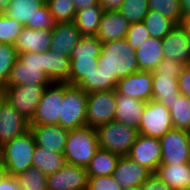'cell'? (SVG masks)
Instances as JSON below:
<instances>
[{
  "label": "cell",
  "mask_w": 190,
  "mask_h": 190,
  "mask_svg": "<svg viewBox=\"0 0 190 190\" xmlns=\"http://www.w3.org/2000/svg\"><path fill=\"white\" fill-rule=\"evenodd\" d=\"M4 14L33 30H52L56 25L46 0H12Z\"/></svg>",
  "instance_id": "7a4b0ae2"
},
{
  "label": "cell",
  "mask_w": 190,
  "mask_h": 190,
  "mask_svg": "<svg viewBox=\"0 0 190 190\" xmlns=\"http://www.w3.org/2000/svg\"><path fill=\"white\" fill-rule=\"evenodd\" d=\"M96 128L69 130L63 155L66 163L86 167L98 149Z\"/></svg>",
  "instance_id": "3957f363"
},
{
  "label": "cell",
  "mask_w": 190,
  "mask_h": 190,
  "mask_svg": "<svg viewBox=\"0 0 190 190\" xmlns=\"http://www.w3.org/2000/svg\"><path fill=\"white\" fill-rule=\"evenodd\" d=\"M152 174L146 167L140 165L128 156H121L113 173L115 181L122 189L139 187Z\"/></svg>",
  "instance_id": "e0dca14e"
},
{
  "label": "cell",
  "mask_w": 190,
  "mask_h": 190,
  "mask_svg": "<svg viewBox=\"0 0 190 190\" xmlns=\"http://www.w3.org/2000/svg\"><path fill=\"white\" fill-rule=\"evenodd\" d=\"M87 190H122L113 175L88 177Z\"/></svg>",
  "instance_id": "7bdbcfd3"
},
{
  "label": "cell",
  "mask_w": 190,
  "mask_h": 190,
  "mask_svg": "<svg viewBox=\"0 0 190 190\" xmlns=\"http://www.w3.org/2000/svg\"><path fill=\"white\" fill-rule=\"evenodd\" d=\"M179 24L184 30L185 35L190 40V16H184Z\"/></svg>",
  "instance_id": "f907efd6"
},
{
  "label": "cell",
  "mask_w": 190,
  "mask_h": 190,
  "mask_svg": "<svg viewBox=\"0 0 190 190\" xmlns=\"http://www.w3.org/2000/svg\"><path fill=\"white\" fill-rule=\"evenodd\" d=\"M101 46L102 43L97 36H82L75 45L70 59L99 58Z\"/></svg>",
  "instance_id": "e575fe53"
},
{
  "label": "cell",
  "mask_w": 190,
  "mask_h": 190,
  "mask_svg": "<svg viewBox=\"0 0 190 190\" xmlns=\"http://www.w3.org/2000/svg\"><path fill=\"white\" fill-rule=\"evenodd\" d=\"M33 167L39 169L46 176L56 173L66 163L63 153H57L36 146L33 154Z\"/></svg>",
  "instance_id": "f546056e"
},
{
  "label": "cell",
  "mask_w": 190,
  "mask_h": 190,
  "mask_svg": "<svg viewBox=\"0 0 190 190\" xmlns=\"http://www.w3.org/2000/svg\"><path fill=\"white\" fill-rule=\"evenodd\" d=\"M98 65V58L70 59L68 84L76 85L83 77L97 70Z\"/></svg>",
  "instance_id": "836d02e7"
},
{
  "label": "cell",
  "mask_w": 190,
  "mask_h": 190,
  "mask_svg": "<svg viewBox=\"0 0 190 190\" xmlns=\"http://www.w3.org/2000/svg\"><path fill=\"white\" fill-rule=\"evenodd\" d=\"M0 168H5V155L3 145L0 144Z\"/></svg>",
  "instance_id": "db71d44e"
},
{
  "label": "cell",
  "mask_w": 190,
  "mask_h": 190,
  "mask_svg": "<svg viewBox=\"0 0 190 190\" xmlns=\"http://www.w3.org/2000/svg\"><path fill=\"white\" fill-rule=\"evenodd\" d=\"M130 23L118 11H104L97 38L101 43L125 39Z\"/></svg>",
  "instance_id": "44dd1931"
},
{
  "label": "cell",
  "mask_w": 190,
  "mask_h": 190,
  "mask_svg": "<svg viewBox=\"0 0 190 190\" xmlns=\"http://www.w3.org/2000/svg\"><path fill=\"white\" fill-rule=\"evenodd\" d=\"M161 153L159 138L139 134L127 156L155 173L160 165Z\"/></svg>",
  "instance_id": "5bb4252c"
},
{
  "label": "cell",
  "mask_w": 190,
  "mask_h": 190,
  "mask_svg": "<svg viewBox=\"0 0 190 190\" xmlns=\"http://www.w3.org/2000/svg\"><path fill=\"white\" fill-rule=\"evenodd\" d=\"M161 41L164 58L190 65V40L180 24H176Z\"/></svg>",
  "instance_id": "ac0fdd59"
},
{
  "label": "cell",
  "mask_w": 190,
  "mask_h": 190,
  "mask_svg": "<svg viewBox=\"0 0 190 190\" xmlns=\"http://www.w3.org/2000/svg\"><path fill=\"white\" fill-rule=\"evenodd\" d=\"M86 167L65 163L56 173L47 176V190H87Z\"/></svg>",
  "instance_id": "4fadbf2b"
},
{
  "label": "cell",
  "mask_w": 190,
  "mask_h": 190,
  "mask_svg": "<svg viewBox=\"0 0 190 190\" xmlns=\"http://www.w3.org/2000/svg\"><path fill=\"white\" fill-rule=\"evenodd\" d=\"M169 109L173 128L190 130V99L183 94H179L170 103H163Z\"/></svg>",
  "instance_id": "4dcf8cb0"
},
{
  "label": "cell",
  "mask_w": 190,
  "mask_h": 190,
  "mask_svg": "<svg viewBox=\"0 0 190 190\" xmlns=\"http://www.w3.org/2000/svg\"><path fill=\"white\" fill-rule=\"evenodd\" d=\"M18 185L25 190H47V176L35 167L16 176Z\"/></svg>",
  "instance_id": "74e56055"
},
{
  "label": "cell",
  "mask_w": 190,
  "mask_h": 190,
  "mask_svg": "<svg viewBox=\"0 0 190 190\" xmlns=\"http://www.w3.org/2000/svg\"><path fill=\"white\" fill-rule=\"evenodd\" d=\"M142 22L148 30L150 37L156 39L165 38L176 25L172 20L153 10H149Z\"/></svg>",
  "instance_id": "d6a6232c"
},
{
  "label": "cell",
  "mask_w": 190,
  "mask_h": 190,
  "mask_svg": "<svg viewBox=\"0 0 190 190\" xmlns=\"http://www.w3.org/2000/svg\"><path fill=\"white\" fill-rule=\"evenodd\" d=\"M103 8L96 4L76 11L74 24L82 36H96L101 21Z\"/></svg>",
  "instance_id": "83f0119b"
},
{
  "label": "cell",
  "mask_w": 190,
  "mask_h": 190,
  "mask_svg": "<svg viewBox=\"0 0 190 190\" xmlns=\"http://www.w3.org/2000/svg\"><path fill=\"white\" fill-rule=\"evenodd\" d=\"M35 141L29 130L3 145L5 155V170L8 175L16 177L33 167Z\"/></svg>",
  "instance_id": "5b68a950"
},
{
  "label": "cell",
  "mask_w": 190,
  "mask_h": 190,
  "mask_svg": "<svg viewBox=\"0 0 190 190\" xmlns=\"http://www.w3.org/2000/svg\"><path fill=\"white\" fill-rule=\"evenodd\" d=\"M29 127L30 122L6 101L0 112V144L5 145Z\"/></svg>",
  "instance_id": "2e32d148"
},
{
  "label": "cell",
  "mask_w": 190,
  "mask_h": 190,
  "mask_svg": "<svg viewBox=\"0 0 190 190\" xmlns=\"http://www.w3.org/2000/svg\"><path fill=\"white\" fill-rule=\"evenodd\" d=\"M48 85L27 84L21 86H4L7 102L12 105L26 120L32 121L37 105Z\"/></svg>",
  "instance_id": "30bf717a"
},
{
  "label": "cell",
  "mask_w": 190,
  "mask_h": 190,
  "mask_svg": "<svg viewBox=\"0 0 190 190\" xmlns=\"http://www.w3.org/2000/svg\"><path fill=\"white\" fill-rule=\"evenodd\" d=\"M52 82L44 72L43 53H20L11 69L5 86L27 84L50 85Z\"/></svg>",
  "instance_id": "277c9868"
},
{
  "label": "cell",
  "mask_w": 190,
  "mask_h": 190,
  "mask_svg": "<svg viewBox=\"0 0 190 190\" xmlns=\"http://www.w3.org/2000/svg\"><path fill=\"white\" fill-rule=\"evenodd\" d=\"M148 2L149 10L162 14L175 24H179L184 17L180 0H148Z\"/></svg>",
  "instance_id": "8d00e7d4"
},
{
  "label": "cell",
  "mask_w": 190,
  "mask_h": 190,
  "mask_svg": "<svg viewBox=\"0 0 190 190\" xmlns=\"http://www.w3.org/2000/svg\"><path fill=\"white\" fill-rule=\"evenodd\" d=\"M19 185L16 177L11 175H6L0 184V190H19Z\"/></svg>",
  "instance_id": "7dc6e473"
},
{
  "label": "cell",
  "mask_w": 190,
  "mask_h": 190,
  "mask_svg": "<svg viewBox=\"0 0 190 190\" xmlns=\"http://www.w3.org/2000/svg\"><path fill=\"white\" fill-rule=\"evenodd\" d=\"M173 128L171 114L163 103L150 100L146 103L138 133L155 138L163 137Z\"/></svg>",
  "instance_id": "7c38bea8"
},
{
  "label": "cell",
  "mask_w": 190,
  "mask_h": 190,
  "mask_svg": "<svg viewBox=\"0 0 190 190\" xmlns=\"http://www.w3.org/2000/svg\"><path fill=\"white\" fill-rule=\"evenodd\" d=\"M96 131L98 147L119 156L128 155L139 135L137 129L117 121L100 125L96 128Z\"/></svg>",
  "instance_id": "8992f818"
},
{
  "label": "cell",
  "mask_w": 190,
  "mask_h": 190,
  "mask_svg": "<svg viewBox=\"0 0 190 190\" xmlns=\"http://www.w3.org/2000/svg\"><path fill=\"white\" fill-rule=\"evenodd\" d=\"M146 103L123 94H116V113L114 121L138 130Z\"/></svg>",
  "instance_id": "603a6c76"
},
{
  "label": "cell",
  "mask_w": 190,
  "mask_h": 190,
  "mask_svg": "<svg viewBox=\"0 0 190 190\" xmlns=\"http://www.w3.org/2000/svg\"><path fill=\"white\" fill-rule=\"evenodd\" d=\"M12 0H0V13L4 14Z\"/></svg>",
  "instance_id": "f5cc1de1"
},
{
  "label": "cell",
  "mask_w": 190,
  "mask_h": 190,
  "mask_svg": "<svg viewBox=\"0 0 190 190\" xmlns=\"http://www.w3.org/2000/svg\"><path fill=\"white\" fill-rule=\"evenodd\" d=\"M124 0H100L104 11H118Z\"/></svg>",
  "instance_id": "c3c4849f"
},
{
  "label": "cell",
  "mask_w": 190,
  "mask_h": 190,
  "mask_svg": "<svg viewBox=\"0 0 190 190\" xmlns=\"http://www.w3.org/2000/svg\"><path fill=\"white\" fill-rule=\"evenodd\" d=\"M183 16H190V0H180Z\"/></svg>",
  "instance_id": "816d5d0a"
},
{
  "label": "cell",
  "mask_w": 190,
  "mask_h": 190,
  "mask_svg": "<svg viewBox=\"0 0 190 190\" xmlns=\"http://www.w3.org/2000/svg\"><path fill=\"white\" fill-rule=\"evenodd\" d=\"M122 190H140V188L139 187H128V188H125Z\"/></svg>",
  "instance_id": "6f0895ef"
},
{
  "label": "cell",
  "mask_w": 190,
  "mask_h": 190,
  "mask_svg": "<svg viewBox=\"0 0 190 190\" xmlns=\"http://www.w3.org/2000/svg\"><path fill=\"white\" fill-rule=\"evenodd\" d=\"M76 11L82 10L84 8L100 4V0H72Z\"/></svg>",
  "instance_id": "681fc988"
},
{
  "label": "cell",
  "mask_w": 190,
  "mask_h": 190,
  "mask_svg": "<svg viewBox=\"0 0 190 190\" xmlns=\"http://www.w3.org/2000/svg\"><path fill=\"white\" fill-rule=\"evenodd\" d=\"M178 87L180 94L190 99V65L183 68L182 73L178 77Z\"/></svg>",
  "instance_id": "bcb514c9"
},
{
  "label": "cell",
  "mask_w": 190,
  "mask_h": 190,
  "mask_svg": "<svg viewBox=\"0 0 190 190\" xmlns=\"http://www.w3.org/2000/svg\"><path fill=\"white\" fill-rule=\"evenodd\" d=\"M87 93L77 87L64 83V97L61 103L59 125L67 130L86 126Z\"/></svg>",
  "instance_id": "52a82bcc"
},
{
  "label": "cell",
  "mask_w": 190,
  "mask_h": 190,
  "mask_svg": "<svg viewBox=\"0 0 190 190\" xmlns=\"http://www.w3.org/2000/svg\"><path fill=\"white\" fill-rule=\"evenodd\" d=\"M186 65L182 62L169 60L168 58H164L159 65L157 66L156 70L154 71L156 74H163L167 73L172 75L173 77L177 78L182 73L183 68Z\"/></svg>",
  "instance_id": "ee69618b"
},
{
  "label": "cell",
  "mask_w": 190,
  "mask_h": 190,
  "mask_svg": "<svg viewBox=\"0 0 190 190\" xmlns=\"http://www.w3.org/2000/svg\"><path fill=\"white\" fill-rule=\"evenodd\" d=\"M25 26L0 13V44L14 45Z\"/></svg>",
  "instance_id": "60d3db41"
},
{
  "label": "cell",
  "mask_w": 190,
  "mask_h": 190,
  "mask_svg": "<svg viewBox=\"0 0 190 190\" xmlns=\"http://www.w3.org/2000/svg\"><path fill=\"white\" fill-rule=\"evenodd\" d=\"M135 56L140 71H155L164 59L161 39L150 37L135 50Z\"/></svg>",
  "instance_id": "d4e9b609"
},
{
  "label": "cell",
  "mask_w": 190,
  "mask_h": 190,
  "mask_svg": "<svg viewBox=\"0 0 190 190\" xmlns=\"http://www.w3.org/2000/svg\"><path fill=\"white\" fill-rule=\"evenodd\" d=\"M149 38L150 34L143 22L131 23L125 36V40L134 50L138 49Z\"/></svg>",
  "instance_id": "b9f144b4"
},
{
  "label": "cell",
  "mask_w": 190,
  "mask_h": 190,
  "mask_svg": "<svg viewBox=\"0 0 190 190\" xmlns=\"http://www.w3.org/2000/svg\"><path fill=\"white\" fill-rule=\"evenodd\" d=\"M161 142L160 164L190 163V137L189 132L172 128L163 137Z\"/></svg>",
  "instance_id": "8fae6325"
},
{
  "label": "cell",
  "mask_w": 190,
  "mask_h": 190,
  "mask_svg": "<svg viewBox=\"0 0 190 190\" xmlns=\"http://www.w3.org/2000/svg\"><path fill=\"white\" fill-rule=\"evenodd\" d=\"M153 80L151 71H137L120 78L116 85V94H123L138 100H152Z\"/></svg>",
  "instance_id": "9a60e30c"
},
{
  "label": "cell",
  "mask_w": 190,
  "mask_h": 190,
  "mask_svg": "<svg viewBox=\"0 0 190 190\" xmlns=\"http://www.w3.org/2000/svg\"><path fill=\"white\" fill-rule=\"evenodd\" d=\"M116 85L117 82L111 78L110 74H105L101 69L98 68L87 77H83L76 84L77 87H80L86 93L115 90Z\"/></svg>",
  "instance_id": "1f68e13d"
},
{
  "label": "cell",
  "mask_w": 190,
  "mask_h": 190,
  "mask_svg": "<svg viewBox=\"0 0 190 190\" xmlns=\"http://www.w3.org/2000/svg\"><path fill=\"white\" fill-rule=\"evenodd\" d=\"M120 157L110 151L98 148L86 166L88 177L113 175Z\"/></svg>",
  "instance_id": "f1b7e54d"
},
{
  "label": "cell",
  "mask_w": 190,
  "mask_h": 190,
  "mask_svg": "<svg viewBox=\"0 0 190 190\" xmlns=\"http://www.w3.org/2000/svg\"><path fill=\"white\" fill-rule=\"evenodd\" d=\"M152 80V100L160 103H170L178 98L180 92L177 78L167 73L156 74L152 71Z\"/></svg>",
  "instance_id": "4316f807"
},
{
  "label": "cell",
  "mask_w": 190,
  "mask_h": 190,
  "mask_svg": "<svg viewBox=\"0 0 190 190\" xmlns=\"http://www.w3.org/2000/svg\"><path fill=\"white\" fill-rule=\"evenodd\" d=\"M64 97V83L52 82L40 99L30 126L57 125L61 116V103Z\"/></svg>",
  "instance_id": "9c48e42d"
},
{
  "label": "cell",
  "mask_w": 190,
  "mask_h": 190,
  "mask_svg": "<svg viewBox=\"0 0 190 190\" xmlns=\"http://www.w3.org/2000/svg\"><path fill=\"white\" fill-rule=\"evenodd\" d=\"M116 113V91L87 93L86 126L97 128L114 121Z\"/></svg>",
  "instance_id": "ba28073f"
},
{
  "label": "cell",
  "mask_w": 190,
  "mask_h": 190,
  "mask_svg": "<svg viewBox=\"0 0 190 190\" xmlns=\"http://www.w3.org/2000/svg\"><path fill=\"white\" fill-rule=\"evenodd\" d=\"M98 64L116 82L139 71L135 50L125 39L102 43Z\"/></svg>",
  "instance_id": "6da1fadb"
},
{
  "label": "cell",
  "mask_w": 190,
  "mask_h": 190,
  "mask_svg": "<svg viewBox=\"0 0 190 190\" xmlns=\"http://www.w3.org/2000/svg\"><path fill=\"white\" fill-rule=\"evenodd\" d=\"M7 101L4 89H0V112L3 104Z\"/></svg>",
  "instance_id": "11a10c76"
},
{
  "label": "cell",
  "mask_w": 190,
  "mask_h": 190,
  "mask_svg": "<svg viewBox=\"0 0 190 190\" xmlns=\"http://www.w3.org/2000/svg\"><path fill=\"white\" fill-rule=\"evenodd\" d=\"M82 35L75 26L74 21L56 23L52 29L51 51L56 54L70 57L75 45Z\"/></svg>",
  "instance_id": "ffe728a7"
},
{
  "label": "cell",
  "mask_w": 190,
  "mask_h": 190,
  "mask_svg": "<svg viewBox=\"0 0 190 190\" xmlns=\"http://www.w3.org/2000/svg\"><path fill=\"white\" fill-rule=\"evenodd\" d=\"M52 30H33L24 27L18 36L14 47L17 54L40 53L50 49Z\"/></svg>",
  "instance_id": "7402d4cb"
},
{
  "label": "cell",
  "mask_w": 190,
  "mask_h": 190,
  "mask_svg": "<svg viewBox=\"0 0 190 190\" xmlns=\"http://www.w3.org/2000/svg\"><path fill=\"white\" fill-rule=\"evenodd\" d=\"M7 175L5 168H0V184L2 179Z\"/></svg>",
  "instance_id": "9f6ffc18"
},
{
  "label": "cell",
  "mask_w": 190,
  "mask_h": 190,
  "mask_svg": "<svg viewBox=\"0 0 190 190\" xmlns=\"http://www.w3.org/2000/svg\"><path fill=\"white\" fill-rule=\"evenodd\" d=\"M140 190H172L166 183L152 173L140 186Z\"/></svg>",
  "instance_id": "f6af8a7d"
},
{
  "label": "cell",
  "mask_w": 190,
  "mask_h": 190,
  "mask_svg": "<svg viewBox=\"0 0 190 190\" xmlns=\"http://www.w3.org/2000/svg\"><path fill=\"white\" fill-rule=\"evenodd\" d=\"M36 146L53 152L63 153L69 130L57 125H37L29 127Z\"/></svg>",
  "instance_id": "d6986e66"
},
{
  "label": "cell",
  "mask_w": 190,
  "mask_h": 190,
  "mask_svg": "<svg viewBox=\"0 0 190 190\" xmlns=\"http://www.w3.org/2000/svg\"><path fill=\"white\" fill-rule=\"evenodd\" d=\"M56 23L74 21L76 9L72 0H46Z\"/></svg>",
  "instance_id": "f35d334b"
},
{
  "label": "cell",
  "mask_w": 190,
  "mask_h": 190,
  "mask_svg": "<svg viewBox=\"0 0 190 190\" xmlns=\"http://www.w3.org/2000/svg\"><path fill=\"white\" fill-rule=\"evenodd\" d=\"M44 72L51 82L68 83L70 57L48 50L43 52Z\"/></svg>",
  "instance_id": "484cf974"
},
{
  "label": "cell",
  "mask_w": 190,
  "mask_h": 190,
  "mask_svg": "<svg viewBox=\"0 0 190 190\" xmlns=\"http://www.w3.org/2000/svg\"><path fill=\"white\" fill-rule=\"evenodd\" d=\"M17 58L18 54L14 45L0 44V89L6 85Z\"/></svg>",
  "instance_id": "ab89813d"
},
{
  "label": "cell",
  "mask_w": 190,
  "mask_h": 190,
  "mask_svg": "<svg viewBox=\"0 0 190 190\" xmlns=\"http://www.w3.org/2000/svg\"><path fill=\"white\" fill-rule=\"evenodd\" d=\"M148 0H124L118 12L124 16L128 22H142L149 12Z\"/></svg>",
  "instance_id": "d590c367"
},
{
  "label": "cell",
  "mask_w": 190,
  "mask_h": 190,
  "mask_svg": "<svg viewBox=\"0 0 190 190\" xmlns=\"http://www.w3.org/2000/svg\"><path fill=\"white\" fill-rule=\"evenodd\" d=\"M155 174L172 190H190V163L160 164Z\"/></svg>",
  "instance_id": "cb8c5ba5"
}]
</instances>
